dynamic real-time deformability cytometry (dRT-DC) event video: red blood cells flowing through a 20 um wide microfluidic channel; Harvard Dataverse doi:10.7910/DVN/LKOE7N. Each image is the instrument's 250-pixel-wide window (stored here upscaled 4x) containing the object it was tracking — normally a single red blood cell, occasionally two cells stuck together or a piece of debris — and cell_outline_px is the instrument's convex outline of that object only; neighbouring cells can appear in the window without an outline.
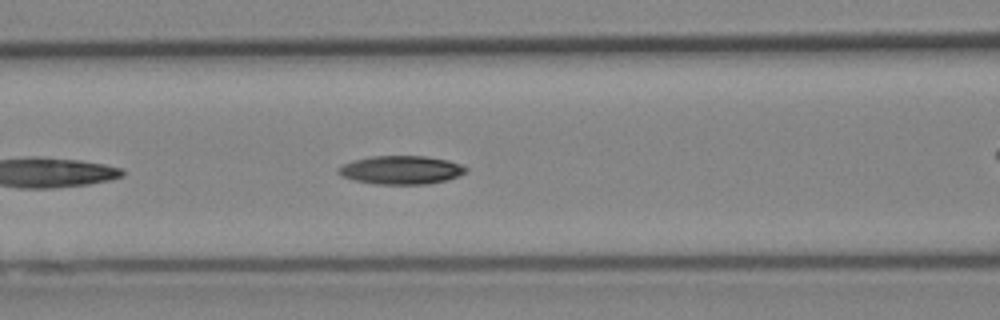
{"species": "Egyptian fruit bat (a non-hibernating species)", "species_latin": "Rousettus aegyptiacus", "temperature_condition": "cold", "stored_images_in_passage": 11, "camera_frame_rate_fps": 3000, "um_per_image_px": 0.085, "animal": {"sex": "female"}, "frame": {"image": 1, "passage_image": 8, "time_ms": 2.333, "image_size_px": [1000, 320], "cell_outline_px": [[468, 168], [460, 176], [448, 180], [428, 184], [376, 184], [356, 180], [344, 176], [336, 172], [344, 164], [352, 160], [372, 156], [424, 156], [448, 160], [460, 164]], "centroid_in_image_um": [34.13, 14.45], "position_along_channel_um": 132.5, "area_um2": 21.04}}